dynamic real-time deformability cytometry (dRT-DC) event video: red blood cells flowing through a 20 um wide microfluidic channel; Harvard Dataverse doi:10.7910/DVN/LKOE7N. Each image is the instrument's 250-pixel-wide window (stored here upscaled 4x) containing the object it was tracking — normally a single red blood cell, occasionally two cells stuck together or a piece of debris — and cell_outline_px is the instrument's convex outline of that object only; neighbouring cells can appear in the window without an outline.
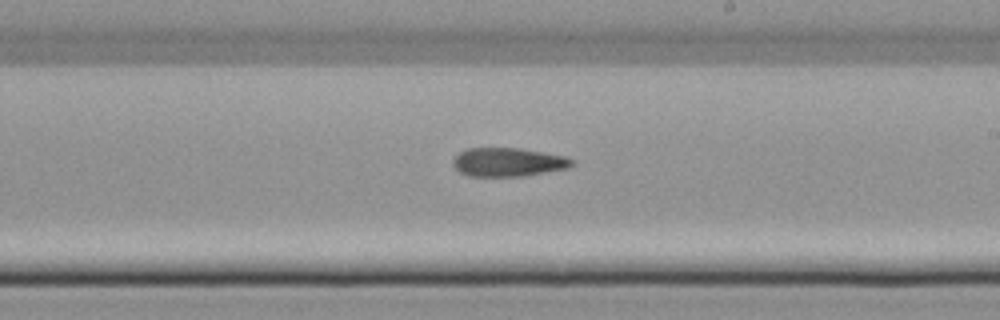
{"species": "common noctule bat (a hibernating species)", "species_latin": "Nyctalus noctula", "temperature_condition": "cold", "stored_images_in_passage": 30, "camera_frame_rate_fps": 3000, "um_per_image_px": 0.085, "animal": {"sex": "female", "body_mass_g": 22.7, "forearm_length_mm": 54.2}, "frame": {"image": 1, "passage_image": 26, "time_ms": 8.333, "image_size_px": [1000, 320], "cell_outline_px": [[576, 164], [568, 168], [524, 176], [468, 176], [460, 172], [452, 164], [452, 160], [460, 152], [468, 148], [520, 148], [544, 152], [564, 156], [576, 160]], "centroid_in_image_um": [43.22, 13.78], "position_along_channel_um": 245.8, "area_um2": 20.0}}